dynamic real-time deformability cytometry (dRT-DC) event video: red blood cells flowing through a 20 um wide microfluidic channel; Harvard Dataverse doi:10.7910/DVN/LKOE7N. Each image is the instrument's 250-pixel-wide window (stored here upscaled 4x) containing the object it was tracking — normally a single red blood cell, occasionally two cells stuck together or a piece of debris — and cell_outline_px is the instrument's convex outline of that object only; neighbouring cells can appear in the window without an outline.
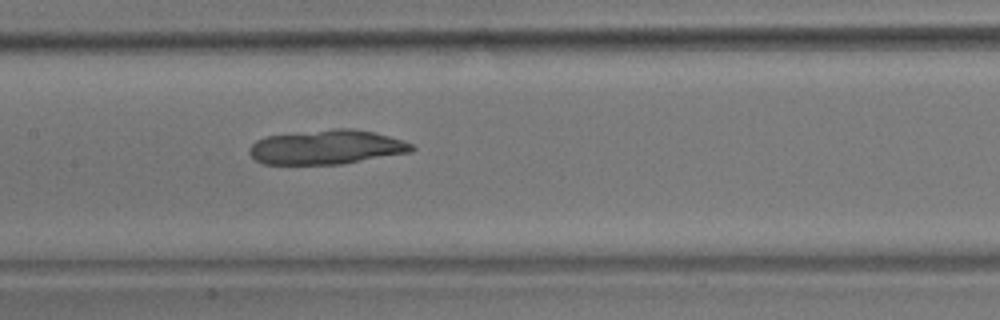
{"species": "common noctule bat (a hibernating species)", "species_latin": "Nyctalus noctula", "temperature_condition": "room temperature", "stored_images_in_passage": 38, "camera_frame_rate_fps": 3000, "um_per_image_px": 0.085, "animal": {"sex": "male", "body_mass_g": 17.9}, "frame": {"image": 1, "passage_image": 26, "time_ms": 8.333, "image_size_px": [1000, 320], "cell_outline_px": [[416, 148], [412, 152], [340, 164], [260, 164], [248, 152], [248, 148], [256, 140], [268, 136], [332, 128], [352, 128], [372, 132], [404, 140], [412, 144]], "centroid_in_image_um": [27.76, 12.51], "position_along_channel_um": 179.6, "area_um2": 32.54}}
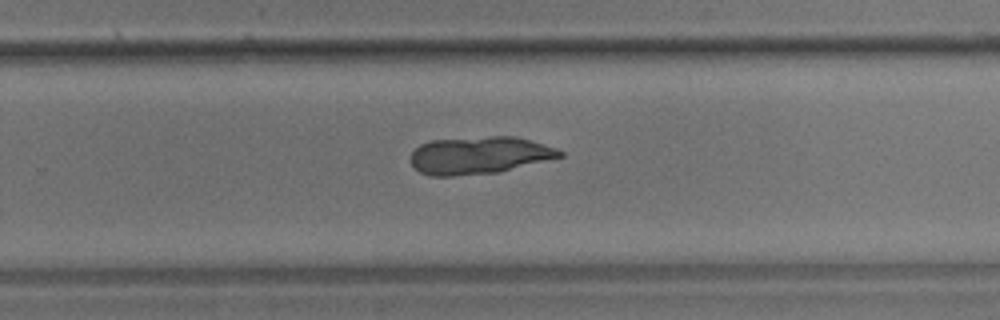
{"frame": {"image": 2, "passage_image": 35, "time_ms": 11.333, "image_size_px": [1000, 320], "cell_outline_px": [[564, 156], [500, 172], [452, 176], [428, 176], [420, 172], [412, 164], [412, 152], [420, 144], [432, 140], [492, 136], [516, 136], [556, 148], [564, 152]], "centroid_in_image_um": [40.75, 13.2], "position_along_channel_um": 289.0, "area_um2": 32.48}}
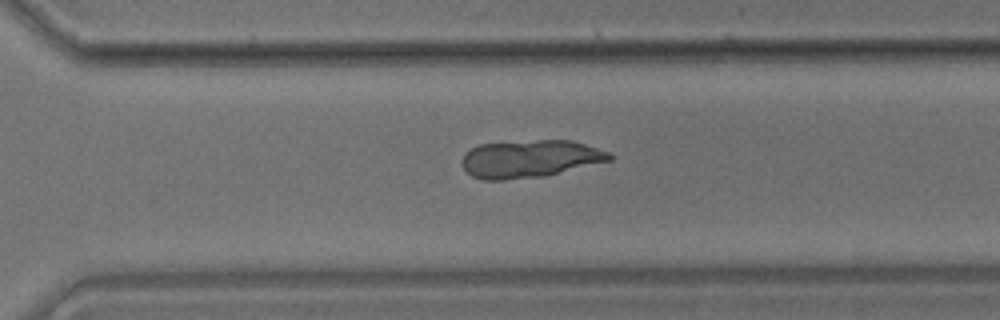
{"frame": {"image": 3, "passage_image": 38, "time_ms": 12.333, "image_size_px": [1000, 320], "cell_outline_px": [[612, 160], [544, 176], [504, 180], [484, 180], [472, 176], [464, 168], [464, 152], [480, 144], [536, 140], [572, 140], [608, 152], [612, 156]], "centroid_in_image_um": [45.04, 13.5], "position_along_channel_um": 325.6, "area_um2": 31.96}}